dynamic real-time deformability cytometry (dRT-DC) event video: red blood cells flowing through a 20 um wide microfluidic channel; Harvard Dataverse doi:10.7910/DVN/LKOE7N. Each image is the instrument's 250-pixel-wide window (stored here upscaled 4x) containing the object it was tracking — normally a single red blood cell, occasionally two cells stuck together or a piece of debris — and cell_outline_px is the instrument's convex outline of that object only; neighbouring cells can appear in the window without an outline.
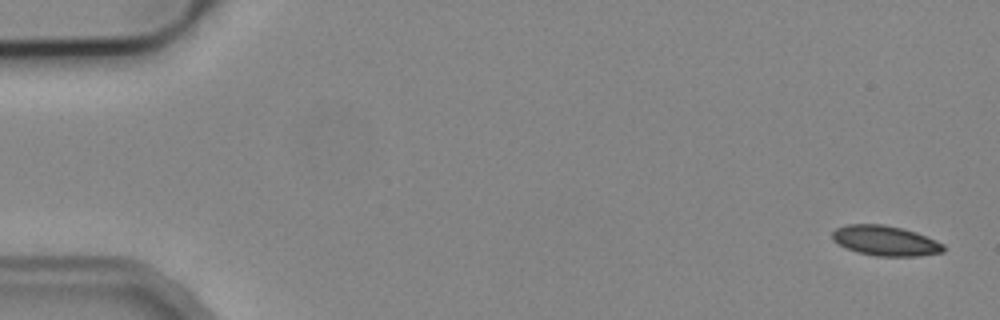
{"species": "common noctule bat (a hibernating species)", "species_latin": "Nyctalus noctula", "temperature_condition": "cold", "stored_images_in_passage": 7, "camera_frame_rate_fps": 3000, "um_per_image_px": 0.085, "animal": {"sex": "male", "body_mass_g": 19.2, "forearm_length_mm": 51.8}, "frame": {"image": 1, "passage_image": 1, "time_ms": 0.0, "image_size_px": [1000, 320], "cell_outline_px": [[944, 252], [920, 256], [876, 256], [860, 252], [848, 248], [832, 240], [832, 232], [836, 228], [848, 224], [884, 224], [916, 232], [944, 244]], "centroid_in_image_um": [75.27, 20.46], "position_along_channel_um": 9.7, "area_um2": 19.31}}
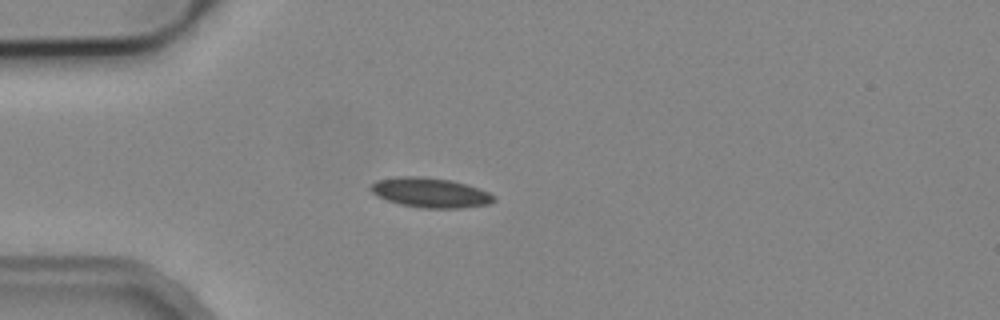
{"frame": {"image": 2, "passage_image": 4, "time_ms": 4.333, "image_size_px": [1000, 320], "cell_outline_px": [[496, 200], [492, 204], [460, 208], [420, 208], [400, 204], [376, 196], [368, 188], [376, 180], [396, 176], [420, 176], [452, 180], [488, 192], [496, 196]], "centroid_in_image_um": [36.56, 16.38], "position_along_channel_um": 48.4, "area_um2": 21.5}}